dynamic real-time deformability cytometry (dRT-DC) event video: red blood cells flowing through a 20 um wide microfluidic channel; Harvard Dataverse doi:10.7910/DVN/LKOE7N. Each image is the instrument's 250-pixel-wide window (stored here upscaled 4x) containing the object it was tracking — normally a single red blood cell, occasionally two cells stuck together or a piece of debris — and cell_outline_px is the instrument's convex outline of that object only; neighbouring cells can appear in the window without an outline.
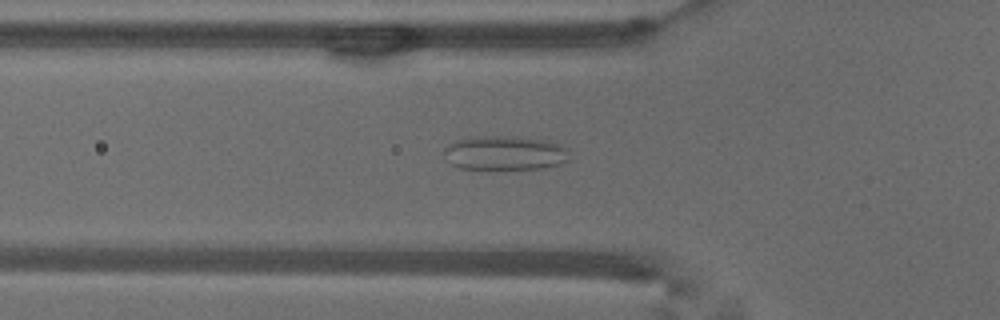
{"species": "common noctule bat (a hibernating species)", "species_latin": "Nyctalus noctula", "temperature_condition": "warm", "stored_images_in_passage": 40, "camera_frame_rate_fps": 3000, "um_per_image_px": 0.085, "animal": {"sex": "male", "body_mass_g": 18.8}, "frame": {"image": 1, "passage_image": 5, "time_ms": 1.333, "image_size_px": [1000, 320], "cell_outline_px": [[568, 160], [560, 164], [544, 168], [460, 168], [452, 164], [444, 152], [444, 148], [448, 144], [456, 140], [472, 136], [512, 136], [548, 140], [560, 144], [564, 148]], "centroid_in_image_um": [42.89, 12.98], "position_along_channel_um": 82.9, "area_um2": 24.68}}
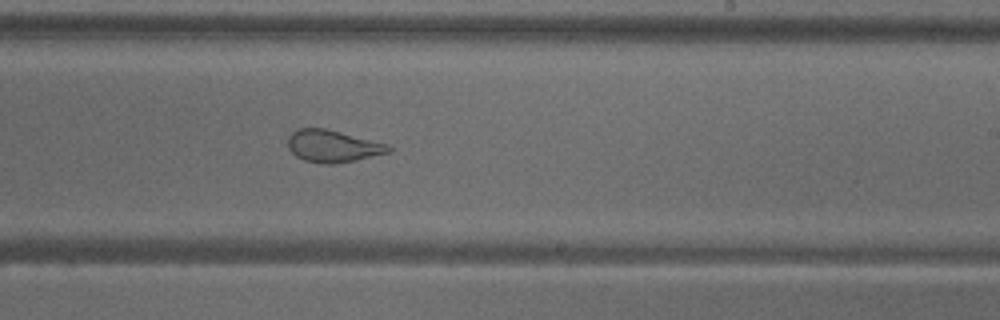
{"frame": {"image": 2, "passage_image": 19, "time_ms": 6.0, "image_size_px": [1000, 320], "cell_outline_px": [[392, 152], [356, 160], [332, 164], [320, 164], [304, 160], [296, 156], [288, 148], [288, 136], [296, 128], [324, 128], [388, 144], [392, 148]], "centroid_in_image_um": [28.28, 12.43], "position_along_channel_um": 260.7, "area_um2": 18.9}}
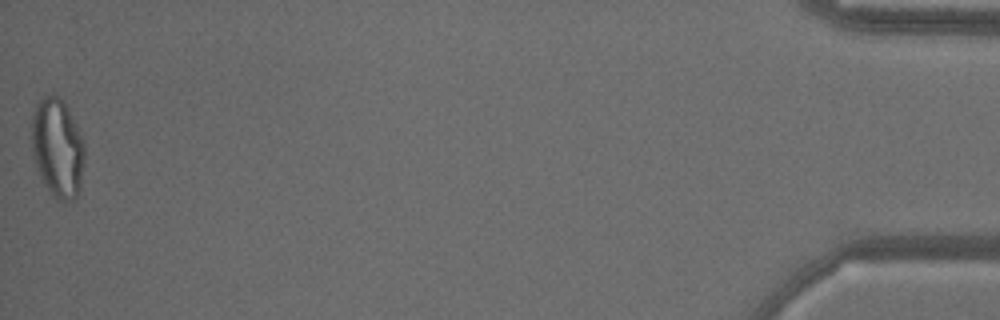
{"frame": {"image": 3, "passage_image": 40, "time_ms": 13.0, "image_size_px": [1000, 320], "cell_outline_px": [[84, 160], [80, 188], [76, 196], [72, 200], [56, 200], [52, 196], [44, 184], [40, 176], [36, 164], [32, 148], [32, 112], [36, 104], [44, 96], [52, 92], [68, 108], [84, 144]], "centroid_in_image_um": [4.88, 12.58], "position_along_channel_um": 430.3, "area_um2": 30.29}, "authors_computed_cell_mechanics": {"area_um2": 21.964, "velocity_mm_per_s": 3.7828, "shape_relaxation_time_tau1_ms": null, "shape_relaxation_time_tau2_ms": 0.6726, "deformation_change_tau1": null, "deformation_change_tau2": 0.0876}}